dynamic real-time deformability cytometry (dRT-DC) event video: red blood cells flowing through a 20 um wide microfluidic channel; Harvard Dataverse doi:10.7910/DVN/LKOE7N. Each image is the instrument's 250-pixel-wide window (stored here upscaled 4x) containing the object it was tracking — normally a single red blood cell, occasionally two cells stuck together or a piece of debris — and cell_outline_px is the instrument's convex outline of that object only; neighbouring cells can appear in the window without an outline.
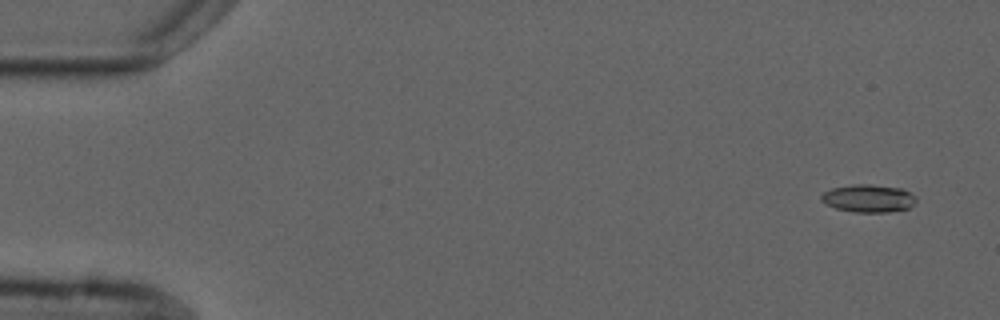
{"species": "common noctule bat (a hibernating species)", "species_latin": "Nyctalus noctula", "temperature_condition": "cold", "stored_images_in_passage": 9, "camera_frame_rate_fps": 3000, "um_per_image_px": 0.085, "animal": {"sex": "male", "forearm_length_mm": 52.5}, "frame": {"image": 1, "passage_image": 1, "time_ms": 0.0, "image_size_px": [1000, 320], "cell_outline_px": [[916, 204], [908, 208], [888, 212], [852, 212], [836, 208], [820, 200], [820, 196], [824, 192], [832, 188], [852, 184], [872, 184], [904, 188], [916, 196]], "centroid_in_image_um": [73.85, 16.85], "position_along_channel_um": 11.1, "area_um2": 15.55}}
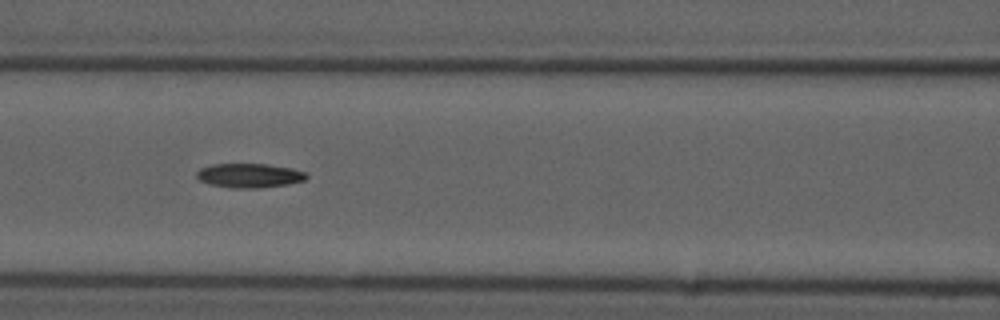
{"frame": {"image": 2, "passage_image": 6, "time_ms": 7.0, "image_size_px": [1000, 320], "cell_outline_px": [[308, 176], [304, 180], [288, 184], [260, 188], [232, 188], [208, 184], [200, 180], [196, 176], [196, 172], [200, 168], [212, 164], [264, 164], [292, 168], [304, 172]], "centroid_in_image_um": [21.16, 14.92], "position_along_channel_um": 145.4, "area_um2": 15.49}}
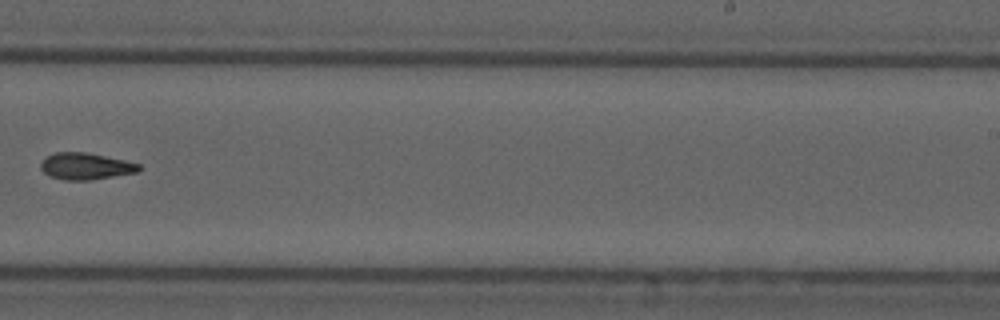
{"frame": {"image": 3, "passage_image": 9, "time_ms": 10.667, "image_size_px": [1000, 320], "cell_outline_px": [[140, 168], [136, 172], [92, 180], [64, 180], [48, 176], [40, 168], [40, 164], [48, 156], [56, 152], [84, 152], [124, 160], [140, 164]], "centroid_in_image_um": [7.25, 14.14], "position_along_channel_um": 281.7, "area_um2": 15.09}}